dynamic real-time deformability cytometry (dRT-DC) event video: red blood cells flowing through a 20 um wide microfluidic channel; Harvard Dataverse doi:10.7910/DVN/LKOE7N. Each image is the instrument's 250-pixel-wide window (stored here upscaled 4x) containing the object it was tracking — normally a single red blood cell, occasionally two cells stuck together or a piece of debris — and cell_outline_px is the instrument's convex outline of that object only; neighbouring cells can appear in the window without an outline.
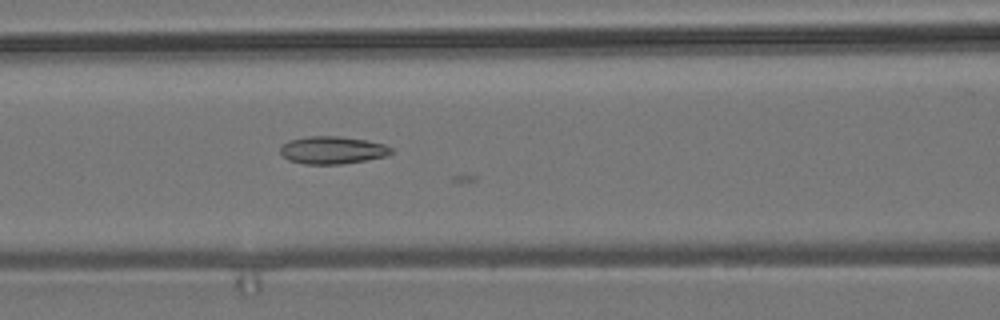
{"species": "common noctule bat (a hibernating species)", "species_latin": "Nyctalus noctula", "temperature_condition": "room temperature", "stored_images_in_passage": 27, "camera_frame_rate_fps": 3000, "um_per_image_px": 0.085, "animal": {"sex": "male", "body_mass_g": 19.2, "forearm_length_mm": 51.8}, "frame": {"image": 1, "passage_image": 19, "time_ms": 6.0, "image_size_px": [1000, 320], "cell_outline_px": [[396, 152], [388, 156], [344, 164], [304, 164], [288, 160], [280, 152], [280, 148], [288, 140], [308, 136], [340, 136], [364, 140], [384, 144], [392, 148]], "centroid_in_image_um": [28.29, 12.76], "position_along_channel_um": 138.3, "area_um2": 17.98}}